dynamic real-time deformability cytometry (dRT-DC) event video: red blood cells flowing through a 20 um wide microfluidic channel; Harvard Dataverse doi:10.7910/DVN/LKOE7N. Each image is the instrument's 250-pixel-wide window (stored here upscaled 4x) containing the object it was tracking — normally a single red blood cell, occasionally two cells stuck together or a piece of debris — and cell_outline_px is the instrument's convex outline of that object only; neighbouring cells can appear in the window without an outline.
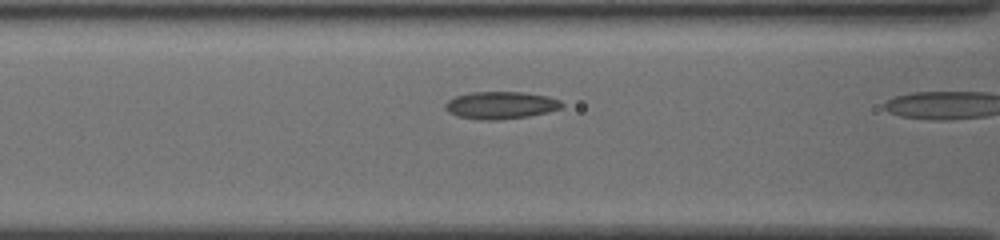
{"species": "common noctule bat (a hibernating species)", "species_latin": "Nyctalus noctula", "temperature_condition": "cold", "stored_images_in_passage": 8, "camera_frame_rate_fps": 3000, "um_per_image_px": 0.085, "animal": {"sex": "female", "body_mass_g": 19.5, "forearm_length_mm": 54.1}, "frame": {"image": 1, "passage_image": 7, "time_ms": 2.0, "image_size_px": [1000, 240], "cell_outline_px": [[564, 108], [548, 112], [528, 116], [496, 120], [480, 120], [456, 116], [448, 112], [444, 108], [444, 104], [448, 100], [456, 96], [472, 92], [524, 92], [548, 96], [560, 100], [564, 104]], "centroid_in_image_um": [42.57, 8.94], "position_along_channel_um": 124.0, "area_um2": 18.79}}